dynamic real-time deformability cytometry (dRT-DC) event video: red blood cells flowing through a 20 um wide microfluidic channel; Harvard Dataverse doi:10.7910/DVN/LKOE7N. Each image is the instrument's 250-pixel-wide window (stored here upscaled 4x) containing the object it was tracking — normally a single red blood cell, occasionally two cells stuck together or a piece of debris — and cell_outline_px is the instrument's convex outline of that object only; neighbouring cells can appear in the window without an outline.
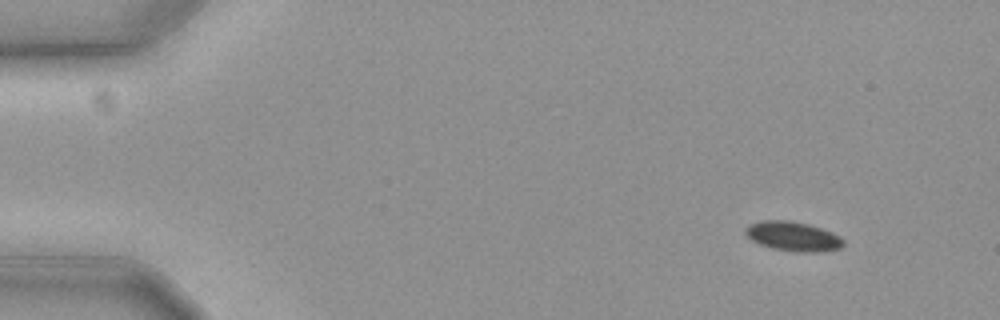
{"species": "common noctule bat (a hibernating species)", "species_latin": "Nyctalus noctula", "temperature_condition": "cold", "stored_images_in_passage": 53, "camera_frame_rate_fps": 3000, "um_per_image_px": 0.085, "animal": {"sex": "female", "body_mass_g": 19.3, "forearm_length_mm": 54.1}, "frame": {"image": 1, "passage_image": 1, "time_ms": 0.0, "image_size_px": [1000, 320], "cell_outline_px": [[844, 244], [840, 248], [824, 252], [796, 252], [772, 248], [760, 244], [752, 240], [744, 232], [752, 224], [764, 220], [784, 220], [808, 224], [832, 232], [840, 236], [844, 240]], "centroid_in_image_um": [67.46, 20.11], "position_along_channel_um": 17.5, "area_um2": 16.65}}
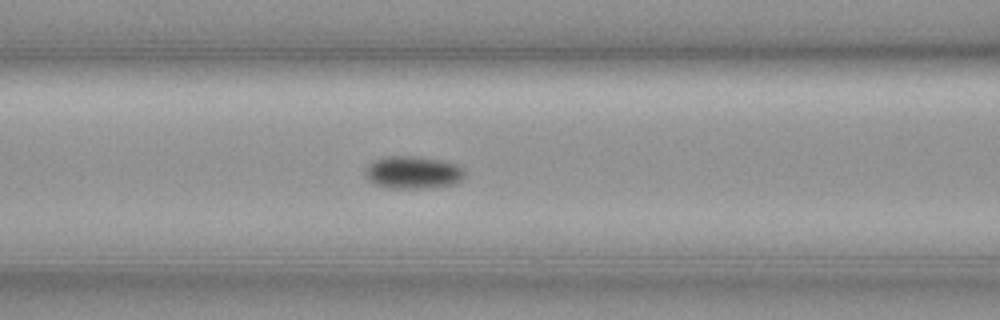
{"frame": {"image": 2, "passage_image": 20, "time_ms": 6.333, "image_size_px": [1000, 320], "cell_outline_px": [[464, 176], [456, 184], [428, 188], [388, 188], [372, 184], [368, 180], [368, 168], [376, 160], [384, 156], [420, 156], [444, 160], [456, 164], [464, 168]], "centroid_in_image_um": [35.17, 14.66], "position_along_channel_um": 131.4, "area_um2": 18.9}}
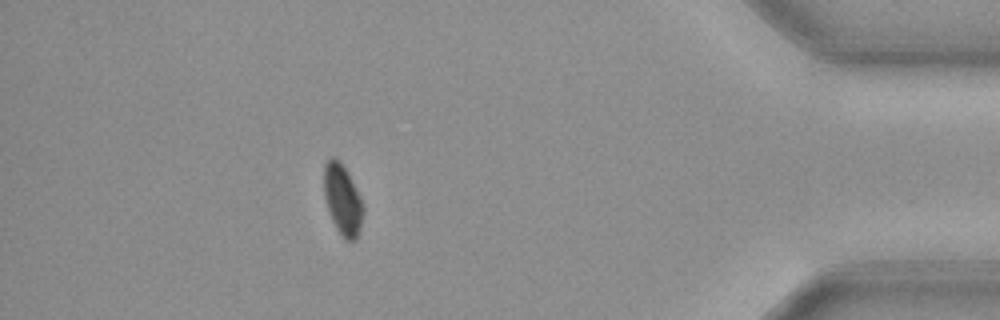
{"frame": {"image": 3, "passage_image": 47, "time_ms": 15.333, "image_size_px": [1000, 320], "cell_outline_px": [[364, 212], [360, 228], [356, 240], [344, 240], [336, 228], [328, 212], [324, 196], [324, 164], [328, 160], [340, 160], [348, 172], [364, 204]], "centroid_in_image_um": [29.13, 17.01], "position_along_channel_um": 406.1, "area_um2": 16.18}}